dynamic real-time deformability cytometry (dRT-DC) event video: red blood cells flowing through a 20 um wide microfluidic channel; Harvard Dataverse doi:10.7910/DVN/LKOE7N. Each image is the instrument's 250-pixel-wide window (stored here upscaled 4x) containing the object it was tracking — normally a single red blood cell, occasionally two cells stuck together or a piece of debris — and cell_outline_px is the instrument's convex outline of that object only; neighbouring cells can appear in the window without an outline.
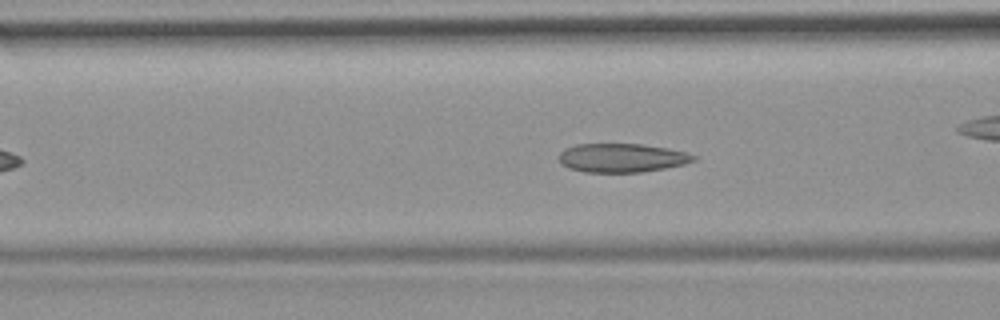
{"species": "common noctule bat (a hibernating species)", "species_latin": "Nyctalus noctula", "temperature_condition": "room temperature", "stored_images_in_passage": 31, "camera_frame_rate_fps": 3000, "um_per_image_px": 0.085, "animal": {"sex": "female", "body_mass_g": 19.9}, "frame": {"image": 1, "passage_image": 5, "time_ms": 1.333, "image_size_px": [1000, 320], "cell_outline_px": [[696, 160], [684, 164], [664, 168], [640, 172], [584, 172], [568, 168], [560, 164], [560, 152], [564, 148], [576, 144], [640, 144], [668, 148], [688, 152], [696, 156]], "centroid_in_image_um": [52.85, 13.41], "position_along_channel_um": 113.8, "area_um2": 22.66}}
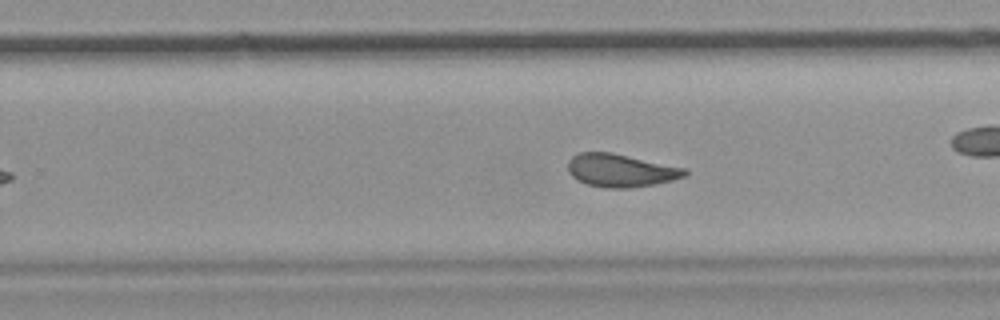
{"frame": {"image": 2, "passage_image": 18, "time_ms": 5.667, "image_size_px": [1000, 320], "cell_outline_px": [[688, 176], [656, 184], [632, 188], [608, 188], [588, 184], [576, 180], [568, 172], [568, 160], [572, 156], [580, 152], [612, 152], [688, 168]], "centroid_in_image_um": [52.8, 14.48], "position_along_channel_um": 277.0, "area_um2": 22.83}, "authors_computed_cell_mechanics": {"area_um2": 22.6576, "velocity_mm_per_s": 3.7848, "shape_relaxation_time_tau1_ms": null, "shape_relaxation_time_tau2_ms": 1.9056, "deformation_change_tau1": null, "deformation_change_tau2": 0.0824}}